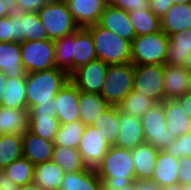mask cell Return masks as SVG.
<instances>
[{
	"mask_svg": "<svg viewBox=\"0 0 191 190\" xmlns=\"http://www.w3.org/2000/svg\"><path fill=\"white\" fill-rule=\"evenodd\" d=\"M22 33L23 41L48 39L37 12H23Z\"/></svg>",
	"mask_w": 191,
	"mask_h": 190,
	"instance_id": "74e56055",
	"label": "cell"
},
{
	"mask_svg": "<svg viewBox=\"0 0 191 190\" xmlns=\"http://www.w3.org/2000/svg\"><path fill=\"white\" fill-rule=\"evenodd\" d=\"M108 3L127 12L150 10L148 0H109Z\"/></svg>",
	"mask_w": 191,
	"mask_h": 190,
	"instance_id": "60d3db41",
	"label": "cell"
},
{
	"mask_svg": "<svg viewBox=\"0 0 191 190\" xmlns=\"http://www.w3.org/2000/svg\"><path fill=\"white\" fill-rule=\"evenodd\" d=\"M35 165L27 158L21 157L14 160L3 171L15 185L23 186L33 182Z\"/></svg>",
	"mask_w": 191,
	"mask_h": 190,
	"instance_id": "8d00e7d4",
	"label": "cell"
},
{
	"mask_svg": "<svg viewBox=\"0 0 191 190\" xmlns=\"http://www.w3.org/2000/svg\"><path fill=\"white\" fill-rule=\"evenodd\" d=\"M160 22L161 31L167 36L191 29V3L171 6Z\"/></svg>",
	"mask_w": 191,
	"mask_h": 190,
	"instance_id": "d6986e66",
	"label": "cell"
},
{
	"mask_svg": "<svg viewBox=\"0 0 191 190\" xmlns=\"http://www.w3.org/2000/svg\"><path fill=\"white\" fill-rule=\"evenodd\" d=\"M119 124V109L117 106L110 105L95 120L92 127L101 131L104 139L113 145L120 129Z\"/></svg>",
	"mask_w": 191,
	"mask_h": 190,
	"instance_id": "4dcf8cb0",
	"label": "cell"
},
{
	"mask_svg": "<svg viewBox=\"0 0 191 190\" xmlns=\"http://www.w3.org/2000/svg\"><path fill=\"white\" fill-rule=\"evenodd\" d=\"M136 179L152 178L159 150L150 143H142L131 150Z\"/></svg>",
	"mask_w": 191,
	"mask_h": 190,
	"instance_id": "ffe728a7",
	"label": "cell"
},
{
	"mask_svg": "<svg viewBox=\"0 0 191 190\" xmlns=\"http://www.w3.org/2000/svg\"><path fill=\"white\" fill-rule=\"evenodd\" d=\"M181 190H191V183L187 185H181Z\"/></svg>",
	"mask_w": 191,
	"mask_h": 190,
	"instance_id": "94428289",
	"label": "cell"
},
{
	"mask_svg": "<svg viewBox=\"0 0 191 190\" xmlns=\"http://www.w3.org/2000/svg\"><path fill=\"white\" fill-rule=\"evenodd\" d=\"M107 67V63L96 58L73 71L69 80L79 91L100 94L105 83Z\"/></svg>",
	"mask_w": 191,
	"mask_h": 190,
	"instance_id": "30bf717a",
	"label": "cell"
},
{
	"mask_svg": "<svg viewBox=\"0 0 191 190\" xmlns=\"http://www.w3.org/2000/svg\"><path fill=\"white\" fill-rule=\"evenodd\" d=\"M119 122L120 129L113 143L114 146L132 150L145 143L140 117L125 114L119 110Z\"/></svg>",
	"mask_w": 191,
	"mask_h": 190,
	"instance_id": "4fadbf2b",
	"label": "cell"
},
{
	"mask_svg": "<svg viewBox=\"0 0 191 190\" xmlns=\"http://www.w3.org/2000/svg\"><path fill=\"white\" fill-rule=\"evenodd\" d=\"M179 159L159 150L151 180L161 187L178 183Z\"/></svg>",
	"mask_w": 191,
	"mask_h": 190,
	"instance_id": "603a6c76",
	"label": "cell"
},
{
	"mask_svg": "<svg viewBox=\"0 0 191 190\" xmlns=\"http://www.w3.org/2000/svg\"><path fill=\"white\" fill-rule=\"evenodd\" d=\"M12 29H13V42L22 43L23 33H22V22H23V12L17 11L9 15Z\"/></svg>",
	"mask_w": 191,
	"mask_h": 190,
	"instance_id": "7bdbcfd3",
	"label": "cell"
},
{
	"mask_svg": "<svg viewBox=\"0 0 191 190\" xmlns=\"http://www.w3.org/2000/svg\"><path fill=\"white\" fill-rule=\"evenodd\" d=\"M64 171L52 160L35 165L33 182L41 190H59Z\"/></svg>",
	"mask_w": 191,
	"mask_h": 190,
	"instance_id": "4316f807",
	"label": "cell"
},
{
	"mask_svg": "<svg viewBox=\"0 0 191 190\" xmlns=\"http://www.w3.org/2000/svg\"><path fill=\"white\" fill-rule=\"evenodd\" d=\"M134 184L136 186V190H161V186L156 184L153 180H142L135 179Z\"/></svg>",
	"mask_w": 191,
	"mask_h": 190,
	"instance_id": "681fc988",
	"label": "cell"
},
{
	"mask_svg": "<svg viewBox=\"0 0 191 190\" xmlns=\"http://www.w3.org/2000/svg\"><path fill=\"white\" fill-rule=\"evenodd\" d=\"M30 110L0 106V134H24L29 130Z\"/></svg>",
	"mask_w": 191,
	"mask_h": 190,
	"instance_id": "7402d4cb",
	"label": "cell"
},
{
	"mask_svg": "<svg viewBox=\"0 0 191 190\" xmlns=\"http://www.w3.org/2000/svg\"><path fill=\"white\" fill-rule=\"evenodd\" d=\"M0 71L8 78L25 79L20 43L0 42Z\"/></svg>",
	"mask_w": 191,
	"mask_h": 190,
	"instance_id": "ac0fdd59",
	"label": "cell"
},
{
	"mask_svg": "<svg viewBox=\"0 0 191 190\" xmlns=\"http://www.w3.org/2000/svg\"><path fill=\"white\" fill-rule=\"evenodd\" d=\"M69 11L79 28L99 22L107 0H66Z\"/></svg>",
	"mask_w": 191,
	"mask_h": 190,
	"instance_id": "5bb4252c",
	"label": "cell"
},
{
	"mask_svg": "<svg viewBox=\"0 0 191 190\" xmlns=\"http://www.w3.org/2000/svg\"><path fill=\"white\" fill-rule=\"evenodd\" d=\"M54 108L59 124L80 121L79 90L70 80L55 96Z\"/></svg>",
	"mask_w": 191,
	"mask_h": 190,
	"instance_id": "7c38bea8",
	"label": "cell"
},
{
	"mask_svg": "<svg viewBox=\"0 0 191 190\" xmlns=\"http://www.w3.org/2000/svg\"><path fill=\"white\" fill-rule=\"evenodd\" d=\"M18 11L21 12H38L49 0H16Z\"/></svg>",
	"mask_w": 191,
	"mask_h": 190,
	"instance_id": "ee69618b",
	"label": "cell"
},
{
	"mask_svg": "<svg viewBox=\"0 0 191 190\" xmlns=\"http://www.w3.org/2000/svg\"><path fill=\"white\" fill-rule=\"evenodd\" d=\"M150 11L160 19L173 6L171 0H148Z\"/></svg>",
	"mask_w": 191,
	"mask_h": 190,
	"instance_id": "f6af8a7d",
	"label": "cell"
},
{
	"mask_svg": "<svg viewBox=\"0 0 191 190\" xmlns=\"http://www.w3.org/2000/svg\"><path fill=\"white\" fill-rule=\"evenodd\" d=\"M169 36L163 31L135 36L131 42V63L165 65Z\"/></svg>",
	"mask_w": 191,
	"mask_h": 190,
	"instance_id": "277c9868",
	"label": "cell"
},
{
	"mask_svg": "<svg viewBox=\"0 0 191 190\" xmlns=\"http://www.w3.org/2000/svg\"><path fill=\"white\" fill-rule=\"evenodd\" d=\"M86 126L81 121L60 124L55 135L54 145L77 149Z\"/></svg>",
	"mask_w": 191,
	"mask_h": 190,
	"instance_id": "d6a6232c",
	"label": "cell"
},
{
	"mask_svg": "<svg viewBox=\"0 0 191 190\" xmlns=\"http://www.w3.org/2000/svg\"><path fill=\"white\" fill-rule=\"evenodd\" d=\"M93 39L97 59L108 65L131 63V42L119 37L99 23L85 28Z\"/></svg>",
	"mask_w": 191,
	"mask_h": 190,
	"instance_id": "3957f363",
	"label": "cell"
},
{
	"mask_svg": "<svg viewBox=\"0 0 191 190\" xmlns=\"http://www.w3.org/2000/svg\"><path fill=\"white\" fill-rule=\"evenodd\" d=\"M119 190H136V186H135V184L133 182V183L129 184L128 186L122 187Z\"/></svg>",
	"mask_w": 191,
	"mask_h": 190,
	"instance_id": "6f0895ef",
	"label": "cell"
},
{
	"mask_svg": "<svg viewBox=\"0 0 191 190\" xmlns=\"http://www.w3.org/2000/svg\"><path fill=\"white\" fill-rule=\"evenodd\" d=\"M0 106L27 109L25 79L8 78Z\"/></svg>",
	"mask_w": 191,
	"mask_h": 190,
	"instance_id": "f1b7e54d",
	"label": "cell"
},
{
	"mask_svg": "<svg viewBox=\"0 0 191 190\" xmlns=\"http://www.w3.org/2000/svg\"><path fill=\"white\" fill-rule=\"evenodd\" d=\"M161 190H181V185L179 183H175L172 185L161 187Z\"/></svg>",
	"mask_w": 191,
	"mask_h": 190,
	"instance_id": "11a10c76",
	"label": "cell"
},
{
	"mask_svg": "<svg viewBox=\"0 0 191 190\" xmlns=\"http://www.w3.org/2000/svg\"><path fill=\"white\" fill-rule=\"evenodd\" d=\"M7 80H8V77L3 72L0 71V104L3 98V93L5 90V85Z\"/></svg>",
	"mask_w": 191,
	"mask_h": 190,
	"instance_id": "f5cc1de1",
	"label": "cell"
},
{
	"mask_svg": "<svg viewBox=\"0 0 191 190\" xmlns=\"http://www.w3.org/2000/svg\"><path fill=\"white\" fill-rule=\"evenodd\" d=\"M23 157L22 135L1 134L0 137V170L9 166L14 160Z\"/></svg>",
	"mask_w": 191,
	"mask_h": 190,
	"instance_id": "1f68e13d",
	"label": "cell"
},
{
	"mask_svg": "<svg viewBox=\"0 0 191 190\" xmlns=\"http://www.w3.org/2000/svg\"><path fill=\"white\" fill-rule=\"evenodd\" d=\"M27 109L35 105L53 103L60 89L69 81V74L53 67L39 72L26 73Z\"/></svg>",
	"mask_w": 191,
	"mask_h": 190,
	"instance_id": "7a4b0ae2",
	"label": "cell"
},
{
	"mask_svg": "<svg viewBox=\"0 0 191 190\" xmlns=\"http://www.w3.org/2000/svg\"><path fill=\"white\" fill-rule=\"evenodd\" d=\"M110 147L111 144L104 139L101 131L86 126L77 149L87 168L96 170Z\"/></svg>",
	"mask_w": 191,
	"mask_h": 190,
	"instance_id": "8fae6325",
	"label": "cell"
},
{
	"mask_svg": "<svg viewBox=\"0 0 191 190\" xmlns=\"http://www.w3.org/2000/svg\"><path fill=\"white\" fill-rule=\"evenodd\" d=\"M102 27L108 29L121 38L130 42L135 37V31L129 20L128 12L107 3L98 22Z\"/></svg>",
	"mask_w": 191,
	"mask_h": 190,
	"instance_id": "9a60e30c",
	"label": "cell"
},
{
	"mask_svg": "<svg viewBox=\"0 0 191 190\" xmlns=\"http://www.w3.org/2000/svg\"><path fill=\"white\" fill-rule=\"evenodd\" d=\"M165 65L146 64L134 66L133 90L151 98L156 103L164 101Z\"/></svg>",
	"mask_w": 191,
	"mask_h": 190,
	"instance_id": "ba28073f",
	"label": "cell"
},
{
	"mask_svg": "<svg viewBox=\"0 0 191 190\" xmlns=\"http://www.w3.org/2000/svg\"><path fill=\"white\" fill-rule=\"evenodd\" d=\"M98 190H108V189H106L103 185H101V186L98 188Z\"/></svg>",
	"mask_w": 191,
	"mask_h": 190,
	"instance_id": "6125c7cd",
	"label": "cell"
},
{
	"mask_svg": "<svg viewBox=\"0 0 191 190\" xmlns=\"http://www.w3.org/2000/svg\"><path fill=\"white\" fill-rule=\"evenodd\" d=\"M176 100L180 103L181 108L185 110L186 115L191 119V94L186 93Z\"/></svg>",
	"mask_w": 191,
	"mask_h": 190,
	"instance_id": "816d5d0a",
	"label": "cell"
},
{
	"mask_svg": "<svg viewBox=\"0 0 191 190\" xmlns=\"http://www.w3.org/2000/svg\"><path fill=\"white\" fill-rule=\"evenodd\" d=\"M164 151L177 159L188 156L191 157V132L177 137Z\"/></svg>",
	"mask_w": 191,
	"mask_h": 190,
	"instance_id": "ab89813d",
	"label": "cell"
},
{
	"mask_svg": "<svg viewBox=\"0 0 191 190\" xmlns=\"http://www.w3.org/2000/svg\"><path fill=\"white\" fill-rule=\"evenodd\" d=\"M55 49L54 65L71 74V43L73 33L53 41Z\"/></svg>",
	"mask_w": 191,
	"mask_h": 190,
	"instance_id": "f35d334b",
	"label": "cell"
},
{
	"mask_svg": "<svg viewBox=\"0 0 191 190\" xmlns=\"http://www.w3.org/2000/svg\"><path fill=\"white\" fill-rule=\"evenodd\" d=\"M19 190H41L36 183L34 182H31L29 184H26V185H23V186H20V189Z\"/></svg>",
	"mask_w": 191,
	"mask_h": 190,
	"instance_id": "db71d44e",
	"label": "cell"
},
{
	"mask_svg": "<svg viewBox=\"0 0 191 190\" xmlns=\"http://www.w3.org/2000/svg\"><path fill=\"white\" fill-rule=\"evenodd\" d=\"M154 104H156V102L151 98L132 90L125 96L117 107L122 113L141 118L142 115Z\"/></svg>",
	"mask_w": 191,
	"mask_h": 190,
	"instance_id": "d590c367",
	"label": "cell"
},
{
	"mask_svg": "<svg viewBox=\"0 0 191 190\" xmlns=\"http://www.w3.org/2000/svg\"><path fill=\"white\" fill-rule=\"evenodd\" d=\"M20 186L15 185L13 181L7 176V174L0 170V190H19Z\"/></svg>",
	"mask_w": 191,
	"mask_h": 190,
	"instance_id": "f907efd6",
	"label": "cell"
},
{
	"mask_svg": "<svg viewBox=\"0 0 191 190\" xmlns=\"http://www.w3.org/2000/svg\"><path fill=\"white\" fill-rule=\"evenodd\" d=\"M178 183L187 185L191 183V157L179 158Z\"/></svg>",
	"mask_w": 191,
	"mask_h": 190,
	"instance_id": "b9f144b4",
	"label": "cell"
},
{
	"mask_svg": "<svg viewBox=\"0 0 191 190\" xmlns=\"http://www.w3.org/2000/svg\"><path fill=\"white\" fill-rule=\"evenodd\" d=\"M18 11L16 0H0V18Z\"/></svg>",
	"mask_w": 191,
	"mask_h": 190,
	"instance_id": "c3c4849f",
	"label": "cell"
},
{
	"mask_svg": "<svg viewBox=\"0 0 191 190\" xmlns=\"http://www.w3.org/2000/svg\"><path fill=\"white\" fill-rule=\"evenodd\" d=\"M189 73L184 66L165 65L163 74L164 100H176L187 93Z\"/></svg>",
	"mask_w": 191,
	"mask_h": 190,
	"instance_id": "44dd1931",
	"label": "cell"
},
{
	"mask_svg": "<svg viewBox=\"0 0 191 190\" xmlns=\"http://www.w3.org/2000/svg\"><path fill=\"white\" fill-rule=\"evenodd\" d=\"M22 65L26 72H39L55 67L53 40H33L20 43Z\"/></svg>",
	"mask_w": 191,
	"mask_h": 190,
	"instance_id": "9c48e42d",
	"label": "cell"
},
{
	"mask_svg": "<svg viewBox=\"0 0 191 190\" xmlns=\"http://www.w3.org/2000/svg\"><path fill=\"white\" fill-rule=\"evenodd\" d=\"M183 66L187 71L191 72V54L185 59Z\"/></svg>",
	"mask_w": 191,
	"mask_h": 190,
	"instance_id": "9f6ffc18",
	"label": "cell"
},
{
	"mask_svg": "<svg viewBox=\"0 0 191 190\" xmlns=\"http://www.w3.org/2000/svg\"><path fill=\"white\" fill-rule=\"evenodd\" d=\"M23 157L37 165L52 159L54 141L43 139L29 130L22 134Z\"/></svg>",
	"mask_w": 191,
	"mask_h": 190,
	"instance_id": "2e32d148",
	"label": "cell"
},
{
	"mask_svg": "<svg viewBox=\"0 0 191 190\" xmlns=\"http://www.w3.org/2000/svg\"><path fill=\"white\" fill-rule=\"evenodd\" d=\"M134 65L132 63L111 64L107 67L105 83L100 95L109 104L118 106L133 90Z\"/></svg>",
	"mask_w": 191,
	"mask_h": 190,
	"instance_id": "8992f818",
	"label": "cell"
},
{
	"mask_svg": "<svg viewBox=\"0 0 191 190\" xmlns=\"http://www.w3.org/2000/svg\"><path fill=\"white\" fill-rule=\"evenodd\" d=\"M191 54V29L169 35L165 65L183 66Z\"/></svg>",
	"mask_w": 191,
	"mask_h": 190,
	"instance_id": "cb8c5ba5",
	"label": "cell"
},
{
	"mask_svg": "<svg viewBox=\"0 0 191 190\" xmlns=\"http://www.w3.org/2000/svg\"><path fill=\"white\" fill-rule=\"evenodd\" d=\"M162 103L167 129L171 131V134L177 138L190 132L191 119L186 115L185 110L181 108L180 103L174 99H165Z\"/></svg>",
	"mask_w": 191,
	"mask_h": 190,
	"instance_id": "d4e9b609",
	"label": "cell"
},
{
	"mask_svg": "<svg viewBox=\"0 0 191 190\" xmlns=\"http://www.w3.org/2000/svg\"><path fill=\"white\" fill-rule=\"evenodd\" d=\"M96 58L91 34L85 28H79L73 33L71 43V73Z\"/></svg>",
	"mask_w": 191,
	"mask_h": 190,
	"instance_id": "e0dca14e",
	"label": "cell"
},
{
	"mask_svg": "<svg viewBox=\"0 0 191 190\" xmlns=\"http://www.w3.org/2000/svg\"><path fill=\"white\" fill-rule=\"evenodd\" d=\"M102 181L96 170L86 168L82 171L66 173L59 190H98Z\"/></svg>",
	"mask_w": 191,
	"mask_h": 190,
	"instance_id": "83f0119b",
	"label": "cell"
},
{
	"mask_svg": "<svg viewBox=\"0 0 191 190\" xmlns=\"http://www.w3.org/2000/svg\"><path fill=\"white\" fill-rule=\"evenodd\" d=\"M145 142L152 144L158 150H164L176 139L167 129L163 103L154 104L141 117Z\"/></svg>",
	"mask_w": 191,
	"mask_h": 190,
	"instance_id": "52a82bcc",
	"label": "cell"
},
{
	"mask_svg": "<svg viewBox=\"0 0 191 190\" xmlns=\"http://www.w3.org/2000/svg\"><path fill=\"white\" fill-rule=\"evenodd\" d=\"M96 173L108 190H119L133 183L136 177L131 150L111 145Z\"/></svg>",
	"mask_w": 191,
	"mask_h": 190,
	"instance_id": "6da1fadb",
	"label": "cell"
},
{
	"mask_svg": "<svg viewBox=\"0 0 191 190\" xmlns=\"http://www.w3.org/2000/svg\"><path fill=\"white\" fill-rule=\"evenodd\" d=\"M109 106L100 94L79 91L80 121L85 126H92Z\"/></svg>",
	"mask_w": 191,
	"mask_h": 190,
	"instance_id": "484cf974",
	"label": "cell"
},
{
	"mask_svg": "<svg viewBox=\"0 0 191 190\" xmlns=\"http://www.w3.org/2000/svg\"><path fill=\"white\" fill-rule=\"evenodd\" d=\"M64 173H73L87 168L78 149L55 145L51 159Z\"/></svg>",
	"mask_w": 191,
	"mask_h": 190,
	"instance_id": "f546056e",
	"label": "cell"
},
{
	"mask_svg": "<svg viewBox=\"0 0 191 190\" xmlns=\"http://www.w3.org/2000/svg\"><path fill=\"white\" fill-rule=\"evenodd\" d=\"M37 13L50 40H57L79 29L66 1H49Z\"/></svg>",
	"mask_w": 191,
	"mask_h": 190,
	"instance_id": "5b68a950",
	"label": "cell"
},
{
	"mask_svg": "<svg viewBox=\"0 0 191 190\" xmlns=\"http://www.w3.org/2000/svg\"><path fill=\"white\" fill-rule=\"evenodd\" d=\"M0 42H13V29L9 16L0 18Z\"/></svg>",
	"mask_w": 191,
	"mask_h": 190,
	"instance_id": "bcb514c9",
	"label": "cell"
},
{
	"mask_svg": "<svg viewBox=\"0 0 191 190\" xmlns=\"http://www.w3.org/2000/svg\"><path fill=\"white\" fill-rule=\"evenodd\" d=\"M173 2V4H187V3H191V0H171Z\"/></svg>",
	"mask_w": 191,
	"mask_h": 190,
	"instance_id": "680465c9",
	"label": "cell"
},
{
	"mask_svg": "<svg viewBox=\"0 0 191 190\" xmlns=\"http://www.w3.org/2000/svg\"><path fill=\"white\" fill-rule=\"evenodd\" d=\"M59 125L56 115H30L29 131L43 139L54 141Z\"/></svg>",
	"mask_w": 191,
	"mask_h": 190,
	"instance_id": "e575fe53",
	"label": "cell"
},
{
	"mask_svg": "<svg viewBox=\"0 0 191 190\" xmlns=\"http://www.w3.org/2000/svg\"><path fill=\"white\" fill-rule=\"evenodd\" d=\"M56 115V110L54 108V100L53 103H45L42 105H35L30 109V115Z\"/></svg>",
	"mask_w": 191,
	"mask_h": 190,
	"instance_id": "7dc6e473",
	"label": "cell"
},
{
	"mask_svg": "<svg viewBox=\"0 0 191 190\" xmlns=\"http://www.w3.org/2000/svg\"><path fill=\"white\" fill-rule=\"evenodd\" d=\"M128 16L135 36L152 34L161 30L160 18L150 10L128 12Z\"/></svg>",
	"mask_w": 191,
	"mask_h": 190,
	"instance_id": "836d02e7",
	"label": "cell"
},
{
	"mask_svg": "<svg viewBox=\"0 0 191 190\" xmlns=\"http://www.w3.org/2000/svg\"><path fill=\"white\" fill-rule=\"evenodd\" d=\"M187 93L191 94V72L189 73V80L187 83Z\"/></svg>",
	"mask_w": 191,
	"mask_h": 190,
	"instance_id": "91938a15",
	"label": "cell"
}]
</instances>
